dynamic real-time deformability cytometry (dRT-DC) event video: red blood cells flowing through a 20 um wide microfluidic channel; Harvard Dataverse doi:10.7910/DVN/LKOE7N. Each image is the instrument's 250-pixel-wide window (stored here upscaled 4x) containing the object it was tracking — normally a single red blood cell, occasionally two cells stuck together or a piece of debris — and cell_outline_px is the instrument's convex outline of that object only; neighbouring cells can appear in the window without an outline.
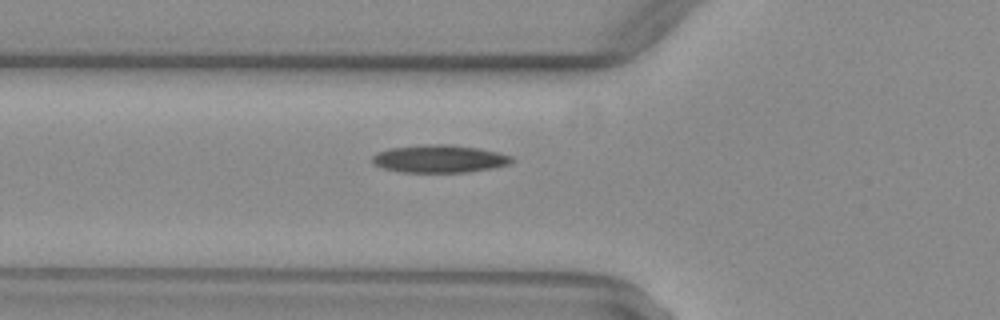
{"species": "common noctule bat (a hibernating species)", "species_latin": "Nyctalus noctula", "temperature_condition": "warm", "stored_images_in_passage": 35, "camera_frame_rate_fps": 3000, "um_per_image_px": 0.085, "animal": {"sex": "female", "body_mass_g": 29.2, "forearm_length_mm": 56.3}, "frame": {"image": 1, "passage_image": 9, "time_ms": 2.667, "image_size_px": [1000, 320], "cell_outline_px": [[516, 160], [512, 164], [492, 168], [468, 172], [400, 172], [380, 168], [372, 164], [372, 156], [376, 152], [388, 148], [428, 144], [448, 144], [476, 148], [496, 152], [512, 156]], "centroid_in_image_um": [37.32, 13.5], "position_along_channel_um": 88.5, "area_um2": 22.77}}
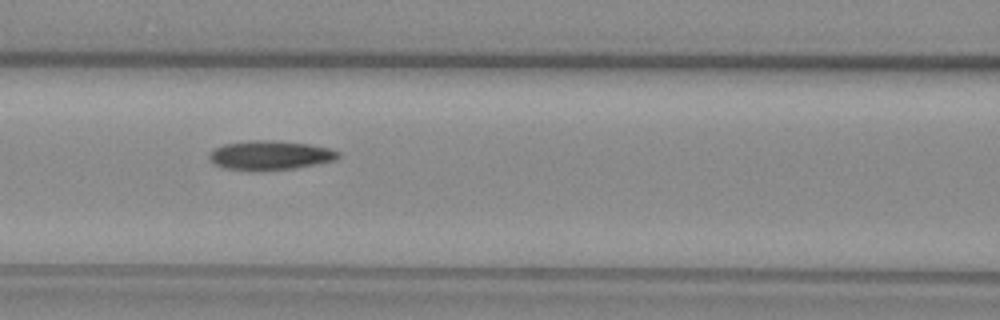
{"frame": {"image": 2, "passage_image": 13, "time_ms": 4.0, "image_size_px": [1000, 320], "cell_outline_px": [[340, 156], [336, 160], [316, 164], [292, 168], [224, 168], [216, 164], [208, 156], [216, 148], [224, 144], [252, 140], [272, 140], [308, 144], [328, 148], [340, 152]], "centroid_in_image_um": [23.02, 13.15], "position_along_channel_um": 143.6, "area_um2": 20.92}}
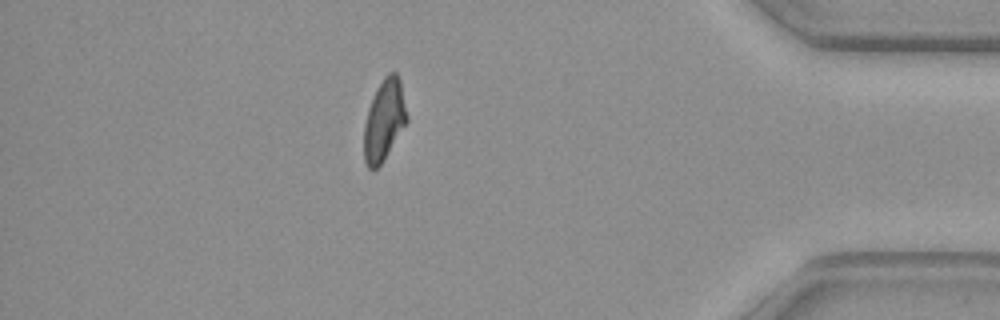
{"frame": {"image": 3, "passage_image": 35, "time_ms": 11.333, "image_size_px": [1000, 320], "cell_outline_px": [[408, 120], [380, 164], [372, 172], [368, 168], [364, 160], [364, 124], [368, 108], [384, 76], [388, 72], [396, 72], [400, 80], [408, 116]], "centroid_in_image_um": [32.65, 10.21], "position_along_channel_um": 402.6, "area_um2": 19.94}, "authors_computed_cell_mechanics": {"area_um2": 21.0392, "velocity_mm_per_s": 4.0943, "shape_relaxation_time_tau1_ms": 9.7093, "shape_relaxation_time_tau2_ms": 7.6148, "deformation_change_tau1": 0.2699, "deformation_change_tau2": 0.1798}}